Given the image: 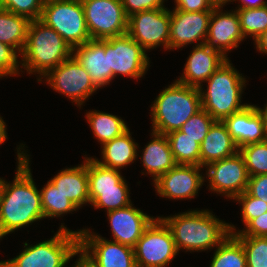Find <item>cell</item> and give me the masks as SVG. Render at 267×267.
I'll return each instance as SVG.
<instances>
[{
    "mask_svg": "<svg viewBox=\"0 0 267 267\" xmlns=\"http://www.w3.org/2000/svg\"><path fill=\"white\" fill-rule=\"evenodd\" d=\"M244 39L236 10L223 11L222 7L212 10L205 44L229 59L228 53L239 48Z\"/></svg>",
    "mask_w": 267,
    "mask_h": 267,
    "instance_id": "cell-18",
    "label": "cell"
},
{
    "mask_svg": "<svg viewBox=\"0 0 267 267\" xmlns=\"http://www.w3.org/2000/svg\"><path fill=\"white\" fill-rule=\"evenodd\" d=\"M82 163L61 169L49 181L67 198H69L79 209L89 204V186L87 174V155L83 157Z\"/></svg>",
    "mask_w": 267,
    "mask_h": 267,
    "instance_id": "cell-23",
    "label": "cell"
},
{
    "mask_svg": "<svg viewBox=\"0 0 267 267\" xmlns=\"http://www.w3.org/2000/svg\"><path fill=\"white\" fill-rule=\"evenodd\" d=\"M223 123L238 149L251 143L267 140L261 116L254 104L250 103L243 110L226 117Z\"/></svg>",
    "mask_w": 267,
    "mask_h": 267,
    "instance_id": "cell-22",
    "label": "cell"
},
{
    "mask_svg": "<svg viewBox=\"0 0 267 267\" xmlns=\"http://www.w3.org/2000/svg\"><path fill=\"white\" fill-rule=\"evenodd\" d=\"M176 164L200 166V144L176 130L166 135Z\"/></svg>",
    "mask_w": 267,
    "mask_h": 267,
    "instance_id": "cell-31",
    "label": "cell"
},
{
    "mask_svg": "<svg viewBox=\"0 0 267 267\" xmlns=\"http://www.w3.org/2000/svg\"><path fill=\"white\" fill-rule=\"evenodd\" d=\"M246 76L242 75L228 59L219 67L205 84L198 89L201 108L207 111L215 121H223L226 117L243 110L249 103H242V94L246 88Z\"/></svg>",
    "mask_w": 267,
    "mask_h": 267,
    "instance_id": "cell-4",
    "label": "cell"
},
{
    "mask_svg": "<svg viewBox=\"0 0 267 267\" xmlns=\"http://www.w3.org/2000/svg\"><path fill=\"white\" fill-rule=\"evenodd\" d=\"M20 54L11 46L0 42V79L20 76L21 60ZM21 71V72H20Z\"/></svg>",
    "mask_w": 267,
    "mask_h": 267,
    "instance_id": "cell-37",
    "label": "cell"
},
{
    "mask_svg": "<svg viewBox=\"0 0 267 267\" xmlns=\"http://www.w3.org/2000/svg\"><path fill=\"white\" fill-rule=\"evenodd\" d=\"M90 205L105 212L129 206L130 187L121 171L101 165L87 155Z\"/></svg>",
    "mask_w": 267,
    "mask_h": 267,
    "instance_id": "cell-7",
    "label": "cell"
},
{
    "mask_svg": "<svg viewBox=\"0 0 267 267\" xmlns=\"http://www.w3.org/2000/svg\"><path fill=\"white\" fill-rule=\"evenodd\" d=\"M174 5L173 9L185 12H201L214 9L208 0H174Z\"/></svg>",
    "mask_w": 267,
    "mask_h": 267,
    "instance_id": "cell-42",
    "label": "cell"
},
{
    "mask_svg": "<svg viewBox=\"0 0 267 267\" xmlns=\"http://www.w3.org/2000/svg\"><path fill=\"white\" fill-rule=\"evenodd\" d=\"M86 122L101 146L122 135L129 129L125 119L112 113L90 109L85 113Z\"/></svg>",
    "mask_w": 267,
    "mask_h": 267,
    "instance_id": "cell-27",
    "label": "cell"
},
{
    "mask_svg": "<svg viewBox=\"0 0 267 267\" xmlns=\"http://www.w3.org/2000/svg\"><path fill=\"white\" fill-rule=\"evenodd\" d=\"M70 267H93L88 263L80 254L77 256L76 261Z\"/></svg>",
    "mask_w": 267,
    "mask_h": 267,
    "instance_id": "cell-47",
    "label": "cell"
},
{
    "mask_svg": "<svg viewBox=\"0 0 267 267\" xmlns=\"http://www.w3.org/2000/svg\"><path fill=\"white\" fill-rule=\"evenodd\" d=\"M24 242L19 255L8 259V267H66L79 255V234L61 223L50 239L31 244Z\"/></svg>",
    "mask_w": 267,
    "mask_h": 267,
    "instance_id": "cell-6",
    "label": "cell"
},
{
    "mask_svg": "<svg viewBox=\"0 0 267 267\" xmlns=\"http://www.w3.org/2000/svg\"><path fill=\"white\" fill-rule=\"evenodd\" d=\"M101 159L95 160L103 166L121 170L138 159L139 144L132 138L130 128L122 135L101 146Z\"/></svg>",
    "mask_w": 267,
    "mask_h": 267,
    "instance_id": "cell-26",
    "label": "cell"
},
{
    "mask_svg": "<svg viewBox=\"0 0 267 267\" xmlns=\"http://www.w3.org/2000/svg\"><path fill=\"white\" fill-rule=\"evenodd\" d=\"M27 146L16 147V173L13 182H5L0 200V241L18 229L44 220L40 189L35 185Z\"/></svg>",
    "mask_w": 267,
    "mask_h": 267,
    "instance_id": "cell-1",
    "label": "cell"
},
{
    "mask_svg": "<svg viewBox=\"0 0 267 267\" xmlns=\"http://www.w3.org/2000/svg\"><path fill=\"white\" fill-rule=\"evenodd\" d=\"M6 179H3V177H0V200H1V196H2V192H3V188L5 185Z\"/></svg>",
    "mask_w": 267,
    "mask_h": 267,
    "instance_id": "cell-49",
    "label": "cell"
},
{
    "mask_svg": "<svg viewBox=\"0 0 267 267\" xmlns=\"http://www.w3.org/2000/svg\"><path fill=\"white\" fill-rule=\"evenodd\" d=\"M233 10H236L239 16L240 28L245 40L251 37L255 41L267 31V6Z\"/></svg>",
    "mask_w": 267,
    "mask_h": 267,
    "instance_id": "cell-32",
    "label": "cell"
},
{
    "mask_svg": "<svg viewBox=\"0 0 267 267\" xmlns=\"http://www.w3.org/2000/svg\"><path fill=\"white\" fill-rule=\"evenodd\" d=\"M44 81L53 91L69 98L79 109L99 90L92 82L89 73L73 55L39 80L40 83Z\"/></svg>",
    "mask_w": 267,
    "mask_h": 267,
    "instance_id": "cell-10",
    "label": "cell"
},
{
    "mask_svg": "<svg viewBox=\"0 0 267 267\" xmlns=\"http://www.w3.org/2000/svg\"><path fill=\"white\" fill-rule=\"evenodd\" d=\"M234 201L241 205V221L245 226L250 220L267 212V203L261 199L250 196L246 191L237 196Z\"/></svg>",
    "mask_w": 267,
    "mask_h": 267,
    "instance_id": "cell-38",
    "label": "cell"
},
{
    "mask_svg": "<svg viewBox=\"0 0 267 267\" xmlns=\"http://www.w3.org/2000/svg\"><path fill=\"white\" fill-rule=\"evenodd\" d=\"M250 176L267 174V140L239 148Z\"/></svg>",
    "mask_w": 267,
    "mask_h": 267,
    "instance_id": "cell-33",
    "label": "cell"
},
{
    "mask_svg": "<svg viewBox=\"0 0 267 267\" xmlns=\"http://www.w3.org/2000/svg\"><path fill=\"white\" fill-rule=\"evenodd\" d=\"M92 40H105L127 33L128 17L121 0H81Z\"/></svg>",
    "mask_w": 267,
    "mask_h": 267,
    "instance_id": "cell-13",
    "label": "cell"
},
{
    "mask_svg": "<svg viewBox=\"0 0 267 267\" xmlns=\"http://www.w3.org/2000/svg\"><path fill=\"white\" fill-rule=\"evenodd\" d=\"M110 224L112 241L134 248L146 227L153 221L144 211L134 204L117 210L106 212Z\"/></svg>",
    "mask_w": 267,
    "mask_h": 267,
    "instance_id": "cell-19",
    "label": "cell"
},
{
    "mask_svg": "<svg viewBox=\"0 0 267 267\" xmlns=\"http://www.w3.org/2000/svg\"><path fill=\"white\" fill-rule=\"evenodd\" d=\"M134 249L136 267H167L180 253L165 222L155 216Z\"/></svg>",
    "mask_w": 267,
    "mask_h": 267,
    "instance_id": "cell-9",
    "label": "cell"
},
{
    "mask_svg": "<svg viewBox=\"0 0 267 267\" xmlns=\"http://www.w3.org/2000/svg\"><path fill=\"white\" fill-rule=\"evenodd\" d=\"M238 151L223 121H215L200 145V166L231 157Z\"/></svg>",
    "mask_w": 267,
    "mask_h": 267,
    "instance_id": "cell-25",
    "label": "cell"
},
{
    "mask_svg": "<svg viewBox=\"0 0 267 267\" xmlns=\"http://www.w3.org/2000/svg\"><path fill=\"white\" fill-rule=\"evenodd\" d=\"M41 204L44 219L63 218L64 215L73 214L79 208L65 195H63L49 180L40 189ZM62 216V217H61Z\"/></svg>",
    "mask_w": 267,
    "mask_h": 267,
    "instance_id": "cell-29",
    "label": "cell"
},
{
    "mask_svg": "<svg viewBox=\"0 0 267 267\" xmlns=\"http://www.w3.org/2000/svg\"><path fill=\"white\" fill-rule=\"evenodd\" d=\"M170 21L167 7L137 12L128 17L127 34L147 53L160 46L169 51Z\"/></svg>",
    "mask_w": 267,
    "mask_h": 267,
    "instance_id": "cell-14",
    "label": "cell"
},
{
    "mask_svg": "<svg viewBox=\"0 0 267 267\" xmlns=\"http://www.w3.org/2000/svg\"><path fill=\"white\" fill-rule=\"evenodd\" d=\"M204 167L198 165L176 164L154 182L156 195L169 200H191L199 194L205 184Z\"/></svg>",
    "mask_w": 267,
    "mask_h": 267,
    "instance_id": "cell-16",
    "label": "cell"
},
{
    "mask_svg": "<svg viewBox=\"0 0 267 267\" xmlns=\"http://www.w3.org/2000/svg\"><path fill=\"white\" fill-rule=\"evenodd\" d=\"M230 234L234 236H257L267 237V212L257 218L250 220L243 229H237L234 224L229 223Z\"/></svg>",
    "mask_w": 267,
    "mask_h": 267,
    "instance_id": "cell-39",
    "label": "cell"
},
{
    "mask_svg": "<svg viewBox=\"0 0 267 267\" xmlns=\"http://www.w3.org/2000/svg\"><path fill=\"white\" fill-rule=\"evenodd\" d=\"M236 1L238 5L235 9H252L267 6V0H232L231 2Z\"/></svg>",
    "mask_w": 267,
    "mask_h": 267,
    "instance_id": "cell-43",
    "label": "cell"
},
{
    "mask_svg": "<svg viewBox=\"0 0 267 267\" xmlns=\"http://www.w3.org/2000/svg\"><path fill=\"white\" fill-rule=\"evenodd\" d=\"M105 53H108L112 80L119 75L137 81L144 77L151 67L147 52L127 33L105 39Z\"/></svg>",
    "mask_w": 267,
    "mask_h": 267,
    "instance_id": "cell-12",
    "label": "cell"
},
{
    "mask_svg": "<svg viewBox=\"0 0 267 267\" xmlns=\"http://www.w3.org/2000/svg\"><path fill=\"white\" fill-rule=\"evenodd\" d=\"M212 10L185 12L170 9L169 51L179 50L187 45L205 44Z\"/></svg>",
    "mask_w": 267,
    "mask_h": 267,
    "instance_id": "cell-17",
    "label": "cell"
},
{
    "mask_svg": "<svg viewBox=\"0 0 267 267\" xmlns=\"http://www.w3.org/2000/svg\"><path fill=\"white\" fill-rule=\"evenodd\" d=\"M73 49L91 40L81 0H52L43 4L39 19Z\"/></svg>",
    "mask_w": 267,
    "mask_h": 267,
    "instance_id": "cell-8",
    "label": "cell"
},
{
    "mask_svg": "<svg viewBox=\"0 0 267 267\" xmlns=\"http://www.w3.org/2000/svg\"><path fill=\"white\" fill-rule=\"evenodd\" d=\"M73 56L89 73L92 82L102 89L112 83L108 53H105V40H89L73 48Z\"/></svg>",
    "mask_w": 267,
    "mask_h": 267,
    "instance_id": "cell-21",
    "label": "cell"
},
{
    "mask_svg": "<svg viewBox=\"0 0 267 267\" xmlns=\"http://www.w3.org/2000/svg\"><path fill=\"white\" fill-rule=\"evenodd\" d=\"M209 267H247L242 243L233 235L215 248Z\"/></svg>",
    "mask_w": 267,
    "mask_h": 267,
    "instance_id": "cell-30",
    "label": "cell"
},
{
    "mask_svg": "<svg viewBox=\"0 0 267 267\" xmlns=\"http://www.w3.org/2000/svg\"><path fill=\"white\" fill-rule=\"evenodd\" d=\"M253 44L260 55H267V31L264 32L257 40H255Z\"/></svg>",
    "mask_w": 267,
    "mask_h": 267,
    "instance_id": "cell-44",
    "label": "cell"
},
{
    "mask_svg": "<svg viewBox=\"0 0 267 267\" xmlns=\"http://www.w3.org/2000/svg\"><path fill=\"white\" fill-rule=\"evenodd\" d=\"M159 217L170 229L178 252L211 251L230 234L229 222L218 218L209 209H190Z\"/></svg>",
    "mask_w": 267,
    "mask_h": 267,
    "instance_id": "cell-2",
    "label": "cell"
},
{
    "mask_svg": "<svg viewBox=\"0 0 267 267\" xmlns=\"http://www.w3.org/2000/svg\"><path fill=\"white\" fill-rule=\"evenodd\" d=\"M165 1L168 0H121L127 17L137 12L166 7Z\"/></svg>",
    "mask_w": 267,
    "mask_h": 267,
    "instance_id": "cell-40",
    "label": "cell"
},
{
    "mask_svg": "<svg viewBox=\"0 0 267 267\" xmlns=\"http://www.w3.org/2000/svg\"><path fill=\"white\" fill-rule=\"evenodd\" d=\"M7 134V124L4 121L3 117L0 115V145L4 144L6 139H8Z\"/></svg>",
    "mask_w": 267,
    "mask_h": 267,
    "instance_id": "cell-46",
    "label": "cell"
},
{
    "mask_svg": "<svg viewBox=\"0 0 267 267\" xmlns=\"http://www.w3.org/2000/svg\"><path fill=\"white\" fill-rule=\"evenodd\" d=\"M73 55V49L51 27L38 20H31L24 49L20 54L21 70L36 75L37 82L50 70Z\"/></svg>",
    "mask_w": 267,
    "mask_h": 267,
    "instance_id": "cell-3",
    "label": "cell"
},
{
    "mask_svg": "<svg viewBox=\"0 0 267 267\" xmlns=\"http://www.w3.org/2000/svg\"><path fill=\"white\" fill-rule=\"evenodd\" d=\"M44 2L42 0H0V8L25 16L30 21L41 17Z\"/></svg>",
    "mask_w": 267,
    "mask_h": 267,
    "instance_id": "cell-36",
    "label": "cell"
},
{
    "mask_svg": "<svg viewBox=\"0 0 267 267\" xmlns=\"http://www.w3.org/2000/svg\"><path fill=\"white\" fill-rule=\"evenodd\" d=\"M42 1L45 3V2H48V1H52V0H42Z\"/></svg>",
    "mask_w": 267,
    "mask_h": 267,
    "instance_id": "cell-51",
    "label": "cell"
},
{
    "mask_svg": "<svg viewBox=\"0 0 267 267\" xmlns=\"http://www.w3.org/2000/svg\"><path fill=\"white\" fill-rule=\"evenodd\" d=\"M254 107L256 108V111L258 112V114L261 116L264 130L267 135V103L264 104L263 108H261L258 105H254Z\"/></svg>",
    "mask_w": 267,
    "mask_h": 267,
    "instance_id": "cell-45",
    "label": "cell"
},
{
    "mask_svg": "<svg viewBox=\"0 0 267 267\" xmlns=\"http://www.w3.org/2000/svg\"><path fill=\"white\" fill-rule=\"evenodd\" d=\"M246 192L267 203V174L250 176Z\"/></svg>",
    "mask_w": 267,
    "mask_h": 267,
    "instance_id": "cell-41",
    "label": "cell"
},
{
    "mask_svg": "<svg viewBox=\"0 0 267 267\" xmlns=\"http://www.w3.org/2000/svg\"><path fill=\"white\" fill-rule=\"evenodd\" d=\"M204 169V179L208 181L206 188L209 187L211 193L216 192L234 200L247 189L249 174L239 151L231 157L208 164Z\"/></svg>",
    "mask_w": 267,
    "mask_h": 267,
    "instance_id": "cell-15",
    "label": "cell"
},
{
    "mask_svg": "<svg viewBox=\"0 0 267 267\" xmlns=\"http://www.w3.org/2000/svg\"><path fill=\"white\" fill-rule=\"evenodd\" d=\"M30 20L0 8V42L13 47L19 54L24 49Z\"/></svg>",
    "mask_w": 267,
    "mask_h": 267,
    "instance_id": "cell-28",
    "label": "cell"
},
{
    "mask_svg": "<svg viewBox=\"0 0 267 267\" xmlns=\"http://www.w3.org/2000/svg\"><path fill=\"white\" fill-rule=\"evenodd\" d=\"M151 140L145 145L139 157L143 170L141 175H149L152 183L162 174L172 169L176 162L173 158L170 144L166 135L151 131Z\"/></svg>",
    "mask_w": 267,
    "mask_h": 267,
    "instance_id": "cell-24",
    "label": "cell"
},
{
    "mask_svg": "<svg viewBox=\"0 0 267 267\" xmlns=\"http://www.w3.org/2000/svg\"><path fill=\"white\" fill-rule=\"evenodd\" d=\"M235 237L242 243L247 267H267V237Z\"/></svg>",
    "mask_w": 267,
    "mask_h": 267,
    "instance_id": "cell-34",
    "label": "cell"
},
{
    "mask_svg": "<svg viewBox=\"0 0 267 267\" xmlns=\"http://www.w3.org/2000/svg\"><path fill=\"white\" fill-rule=\"evenodd\" d=\"M214 122L212 116L201 108L183 124L179 131L185 133V136L195 139L201 145Z\"/></svg>",
    "mask_w": 267,
    "mask_h": 267,
    "instance_id": "cell-35",
    "label": "cell"
},
{
    "mask_svg": "<svg viewBox=\"0 0 267 267\" xmlns=\"http://www.w3.org/2000/svg\"><path fill=\"white\" fill-rule=\"evenodd\" d=\"M160 91L151 104V131L167 135L179 130L183 124L201 109L199 89L178 81Z\"/></svg>",
    "mask_w": 267,
    "mask_h": 267,
    "instance_id": "cell-5",
    "label": "cell"
},
{
    "mask_svg": "<svg viewBox=\"0 0 267 267\" xmlns=\"http://www.w3.org/2000/svg\"><path fill=\"white\" fill-rule=\"evenodd\" d=\"M192 49L184 64L183 73L175 80L199 88L228 58L207 44L193 45Z\"/></svg>",
    "mask_w": 267,
    "mask_h": 267,
    "instance_id": "cell-20",
    "label": "cell"
},
{
    "mask_svg": "<svg viewBox=\"0 0 267 267\" xmlns=\"http://www.w3.org/2000/svg\"><path fill=\"white\" fill-rule=\"evenodd\" d=\"M214 8L224 7L226 4H231L232 0H208Z\"/></svg>",
    "mask_w": 267,
    "mask_h": 267,
    "instance_id": "cell-48",
    "label": "cell"
},
{
    "mask_svg": "<svg viewBox=\"0 0 267 267\" xmlns=\"http://www.w3.org/2000/svg\"><path fill=\"white\" fill-rule=\"evenodd\" d=\"M0 267H8L7 261H0Z\"/></svg>",
    "mask_w": 267,
    "mask_h": 267,
    "instance_id": "cell-50",
    "label": "cell"
},
{
    "mask_svg": "<svg viewBox=\"0 0 267 267\" xmlns=\"http://www.w3.org/2000/svg\"><path fill=\"white\" fill-rule=\"evenodd\" d=\"M79 254L93 267H136L134 249L92 231L78 229Z\"/></svg>",
    "mask_w": 267,
    "mask_h": 267,
    "instance_id": "cell-11",
    "label": "cell"
}]
</instances>
